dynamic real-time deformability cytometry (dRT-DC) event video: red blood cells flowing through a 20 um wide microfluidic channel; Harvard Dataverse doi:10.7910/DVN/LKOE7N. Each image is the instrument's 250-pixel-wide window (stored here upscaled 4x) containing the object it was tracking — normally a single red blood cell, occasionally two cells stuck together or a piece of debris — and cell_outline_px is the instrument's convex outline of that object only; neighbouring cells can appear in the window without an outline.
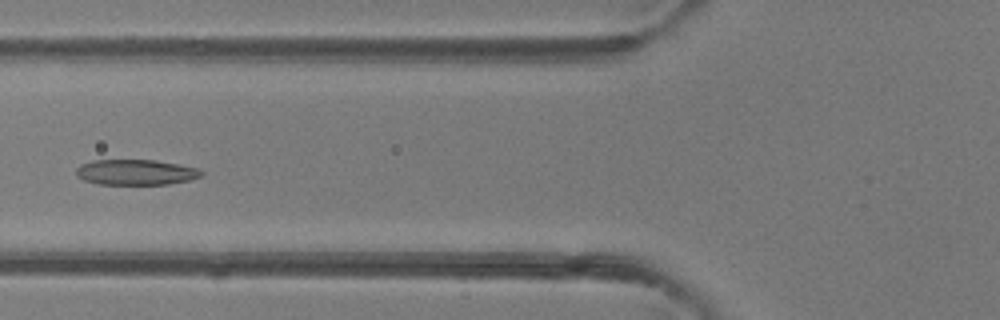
{"species": "common noctule bat (a hibernating species)", "species_latin": "Nyctalus noctula", "temperature_condition": "room temperature", "stored_images_in_passage": 48, "camera_frame_rate_fps": 3000, "um_per_image_px": 0.085, "animal": {"sex": "female"}, "frame": {"image": 1, "passage_image": 19, "time_ms": 6.0, "image_size_px": [1000, 320], "cell_outline_px": [[204, 172], [200, 176], [188, 180], [168, 184], [100, 184], [84, 180], [76, 176], [76, 168], [80, 164], [92, 160], [156, 160], [180, 164], [196, 168]], "centroid_in_image_um": [11.51, 14.63], "position_along_channel_um": 114.3, "area_um2": 18.55}}
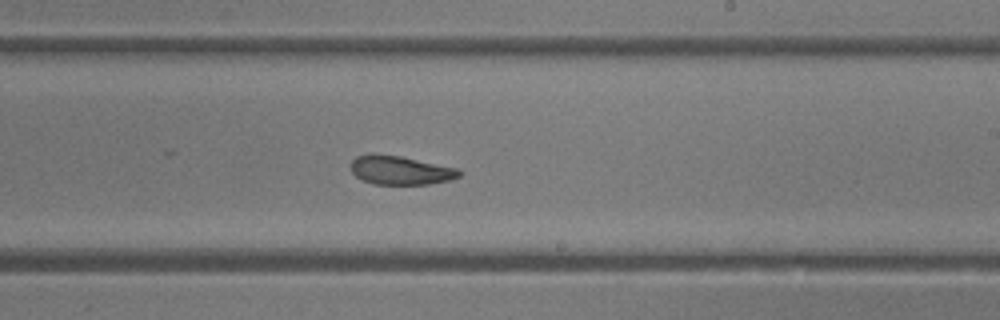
{"frame": {"image": 2, "passage_image": 29, "time_ms": 9.333, "image_size_px": [1000, 320], "cell_outline_px": [[464, 172], [460, 176], [452, 180], [428, 184], [372, 184], [356, 176], [352, 172], [352, 160], [356, 156], [368, 152], [372, 152], [400, 156], [456, 168]], "centroid_in_image_um": [34.03, 14.46], "position_along_channel_um": 255.0, "area_um2": 18.32}}
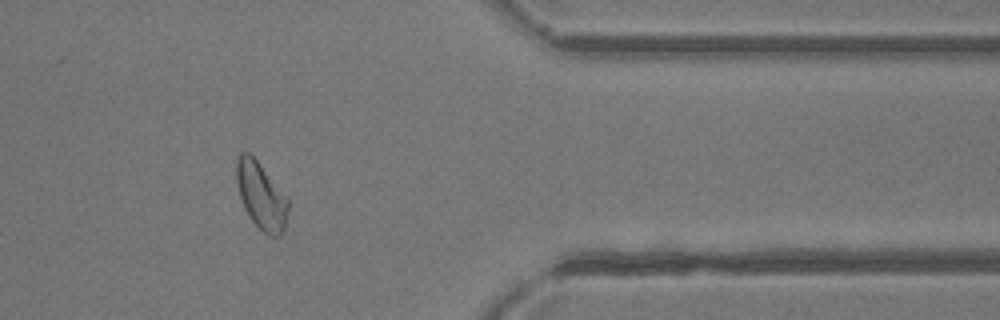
{"frame": {"image": 3, "passage_image": 40, "time_ms": 13.0, "image_size_px": [1000, 320], "cell_outline_px": [[288, 208], [284, 232], [280, 236], [268, 236], [248, 216], [244, 208], [236, 184], [236, 160], [240, 152], [248, 152], [256, 160], [288, 200]], "centroid_in_image_um": [22.17, 16.67], "position_along_channel_um": 389.2, "area_um2": 19.77}, "authors_computed_cell_mechanics": {"area_um2": 20.1722, "velocity_mm_per_s": 4.2206, "shape_relaxation_time_tau1_ms": 7.5226, "shape_relaxation_time_tau2_ms": 1.1465, "deformation_change_tau1": 0.1779, "deformation_change_tau2": 0.075}}